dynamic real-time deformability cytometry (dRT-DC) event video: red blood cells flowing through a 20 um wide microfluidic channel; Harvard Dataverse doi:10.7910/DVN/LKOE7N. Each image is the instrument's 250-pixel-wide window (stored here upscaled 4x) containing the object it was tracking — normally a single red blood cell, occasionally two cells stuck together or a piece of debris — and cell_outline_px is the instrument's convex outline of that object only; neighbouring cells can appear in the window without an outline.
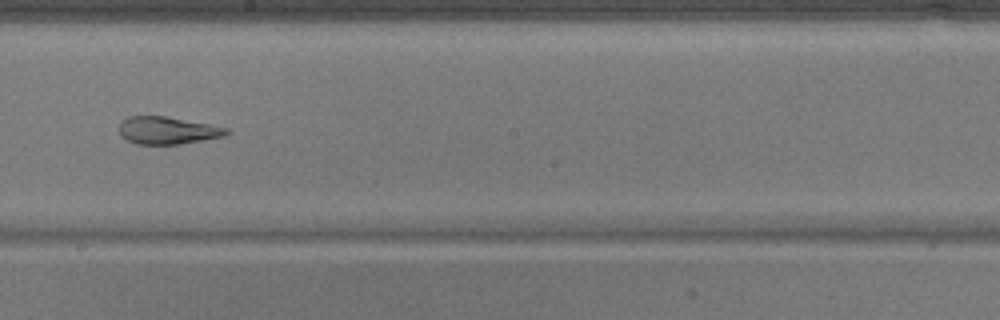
{"species": "common noctule bat (a hibernating species)", "species_latin": "Nyctalus noctula", "temperature_condition": "warm", "stored_images_in_passage": 45, "camera_frame_rate_fps": 3000, "um_per_image_px": 0.085, "animal": {"sex": "male", "body_mass_g": 17.9}, "frame": {"image": 1, "passage_image": 25, "time_ms": 8.0, "image_size_px": [1000, 320], "cell_outline_px": [[232, 132], [224, 136], [180, 144], [136, 144], [120, 136], [120, 120], [128, 116], [168, 116], [228, 128]], "centroid_in_image_um": [14.23, 11.08], "position_along_channel_um": 234.0, "area_um2": 17.22}}
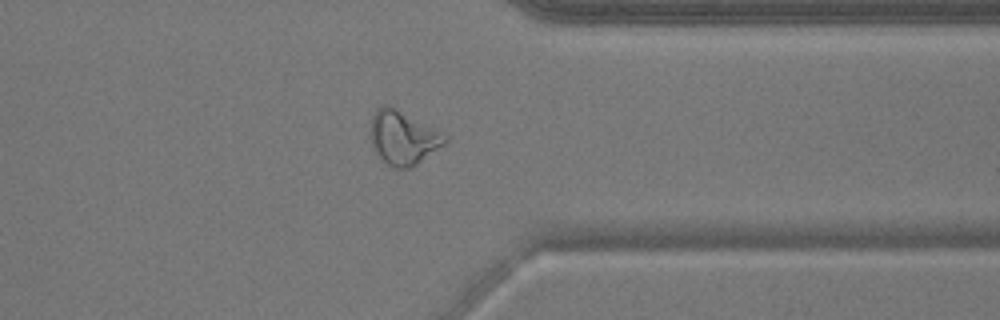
{"frame": {"image": 2, "passage_image": 36, "time_ms": 11.667, "image_size_px": [1000, 320], "cell_outline_px": [[448, 140], [444, 144], [412, 168], [392, 168], [380, 160], [372, 148], [372, 116], [376, 108], [384, 104], [396, 108], [448, 136]], "centroid_in_image_um": [34.24, 11.73], "position_along_channel_um": 377.2, "area_um2": 23.18}}
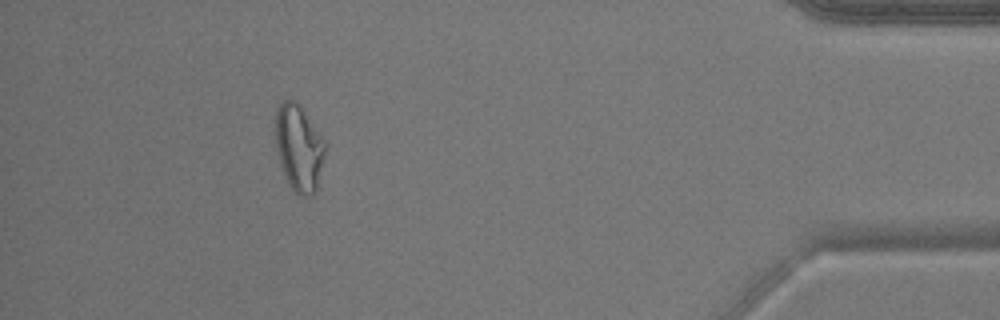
{"frame": {"image": 3, "passage_image": 42, "time_ms": 13.667, "image_size_px": [1000, 320], "cell_outline_px": [[324, 152], [316, 192], [312, 196], [300, 196], [288, 184], [280, 160], [276, 144], [276, 112], [280, 104], [284, 100], [296, 100], [300, 104], [324, 140]], "centroid_in_image_um": [25.41, 12.56], "position_along_channel_um": 409.8, "area_um2": 24.51}}